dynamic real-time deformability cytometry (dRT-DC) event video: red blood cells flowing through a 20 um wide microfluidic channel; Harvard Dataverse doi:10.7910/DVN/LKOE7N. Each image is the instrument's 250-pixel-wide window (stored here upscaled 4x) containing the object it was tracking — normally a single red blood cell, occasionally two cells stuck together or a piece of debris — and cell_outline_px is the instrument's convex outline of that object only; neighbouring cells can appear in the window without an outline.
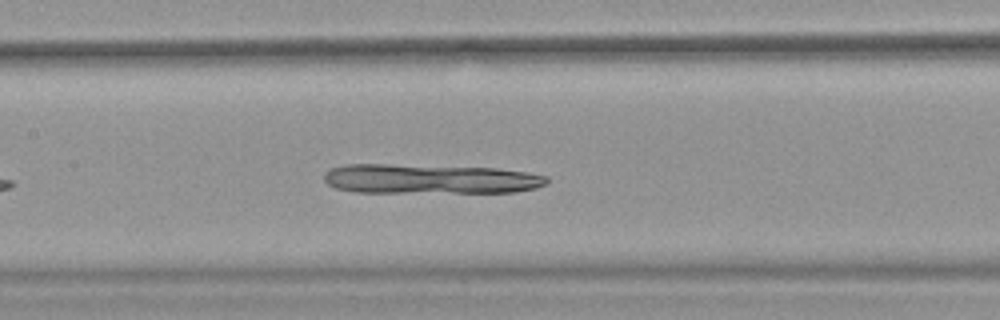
{"species": "common noctule bat (a hibernating species)", "species_latin": "Nyctalus noctula", "temperature_condition": "warm", "stored_images_in_passage": 38, "camera_frame_rate_fps": 3000, "um_per_image_px": 0.085, "animal": {"sex": "female", "body_mass_g": 18.4}, "frame": {"image": 1, "passage_image": 12, "time_ms": 3.667, "image_size_px": [1000, 320], "cell_outline_px": [[548, 184], [536, 188], [516, 192], [356, 192], [336, 188], [328, 184], [324, 180], [324, 172], [332, 168], [348, 164], [388, 164], [496, 168], [528, 172], [548, 176]], "centroid_in_image_um": [36.57, 15.21], "position_along_channel_um": 170.8, "area_um2": 38.61}}